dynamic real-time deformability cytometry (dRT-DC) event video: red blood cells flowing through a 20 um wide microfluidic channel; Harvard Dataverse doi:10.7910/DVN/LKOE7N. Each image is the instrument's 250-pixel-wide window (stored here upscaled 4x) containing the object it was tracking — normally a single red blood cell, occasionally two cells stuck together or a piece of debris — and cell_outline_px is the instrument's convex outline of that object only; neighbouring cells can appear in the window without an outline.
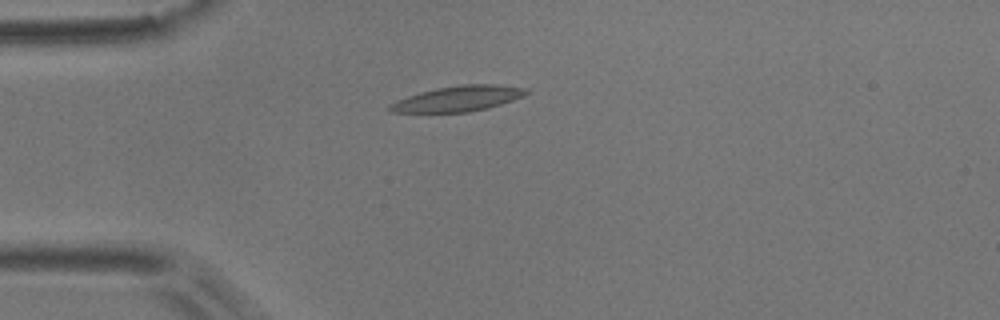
{"species": "common noctule bat (a hibernating species)", "species_latin": "Nyctalus noctula", "temperature_condition": "room temperature", "stored_images_in_passage": 3, "camera_frame_rate_fps": 3000, "um_per_image_px": 0.085, "animal": {"sex": "male", "body_mass_g": 17.9}, "frame": {"image": 1, "passage_image": 1, "time_ms": 0.0, "image_size_px": [1000, 320], "cell_outline_px": [[528, 92], [524, 96], [488, 108], [468, 112], [392, 112], [388, 108], [388, 104], [396, 100], [420, 92], [436, 88], [460, 84], [496, 84], [528, 88]], "centroid_in_image_um": [38.94, 8.37], "position_along_channel_um": 46.1, "area_um2": 20.23}}
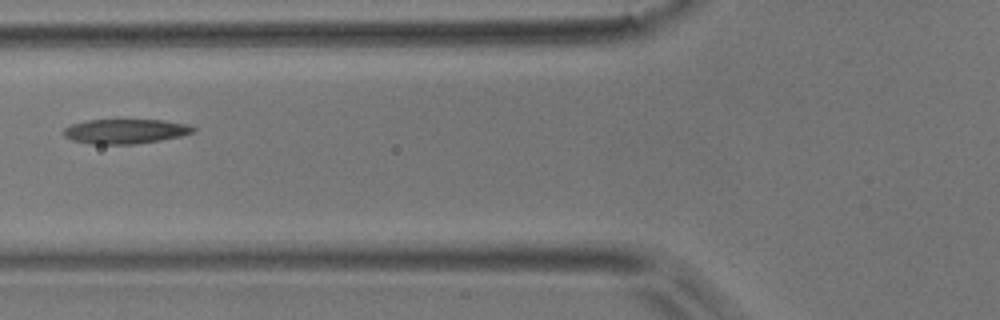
{"frame": {"image": 2, "passage_image": 3, "time_ms": 2.333, "image_size_px": [1000, 320], "cell_outline_px": [[196, 128], [192, 132], [180, 136], [160, 140], [136, 144], [88, 144], [72, 140], [64, 136], [64, 128], [72, 124], [88, 120], [164, 120], [188, 124]], "centroid_in_image_um": [10.64, 11.16], "position_along_channel_um": 115.2, "area_um2": 18.55}}